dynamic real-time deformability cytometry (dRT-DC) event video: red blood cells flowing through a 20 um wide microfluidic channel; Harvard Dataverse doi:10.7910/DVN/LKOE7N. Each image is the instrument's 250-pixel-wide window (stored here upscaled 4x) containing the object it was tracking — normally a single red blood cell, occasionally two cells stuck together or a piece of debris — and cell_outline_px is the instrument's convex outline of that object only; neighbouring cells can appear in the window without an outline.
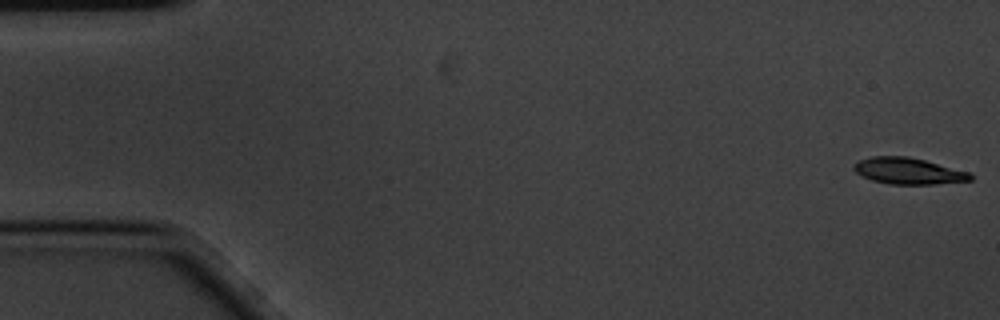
{"species": "common noctule bat (a hibernating species)", "species_latin": "Nyctalus noctula", "temperature_condition": "cold", "stored_images_in_passage": 7, "camera_frame_rate_fps": 3000, "um_per_image_px": 0.085, "animal": {"sex": "male", "body_mass_g": 20.1, "forearm_length_mm": 53.5}, "frame": {"image": 1, "passage_image": 1, "time_ms": 0.0, "image_size_px": [1000, 320], "cell_outline_px": [[972, 180], [936, 184], [888, 184], [872, 180], [856, 172], [852, 168], [852, 164], [860, 160], [872, 156], [908, 156], [972, 172]], "centroid_in_image_um": [77.22, 14.53], "position_along_channel_um": 7.8, "area_um2": 17.98}}
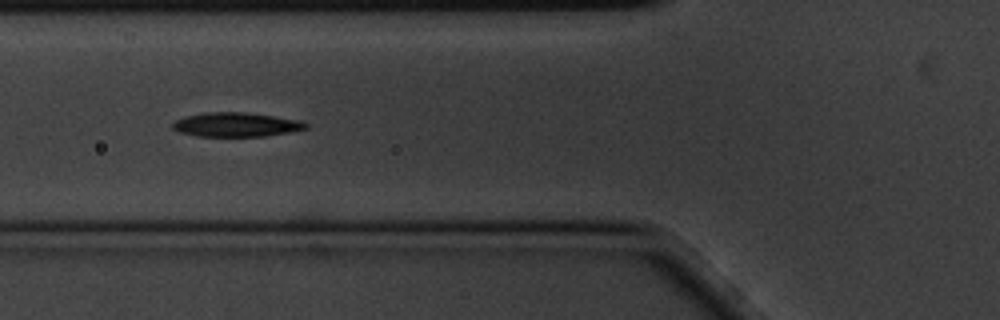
{"frame": {"image": 2, "passage_image": 6, "time_ms": 1.667, "image_size_px": [1000, 320], "cell_outline_px": [[308, 128], [288, 132], [264, 136], [196, 136], [180, 132], [172, 128], [172, 124], [176, 120], [184, 116], [204, 112], [244, 112], [300, 120], [308, 124]], "centroid_in_image_um": [20.04, 10.59], "position_along_channel_um": 105.8, "area_um2": 18.67}}
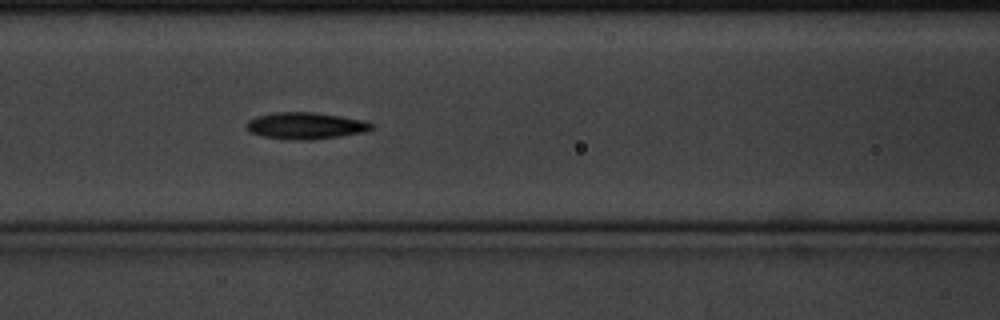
{"frame": {"image": 3, "passage_image": 7, "time_ms": 2.0, "image_size_px": [1000, 320], "cell_outline_px": [[372, 128], [364, 132], [340, 136], [312, 140], [292, 140], [264, 136], [248, 132], [244, 124], [248, 120], [256, 116], [272, 112], [312, 112], [364, 120], [372, 124]], "centroid_in_image_um": [25.9, 10.69], "position_along_channel_um": 140.7, "area_um2": 19.48}}